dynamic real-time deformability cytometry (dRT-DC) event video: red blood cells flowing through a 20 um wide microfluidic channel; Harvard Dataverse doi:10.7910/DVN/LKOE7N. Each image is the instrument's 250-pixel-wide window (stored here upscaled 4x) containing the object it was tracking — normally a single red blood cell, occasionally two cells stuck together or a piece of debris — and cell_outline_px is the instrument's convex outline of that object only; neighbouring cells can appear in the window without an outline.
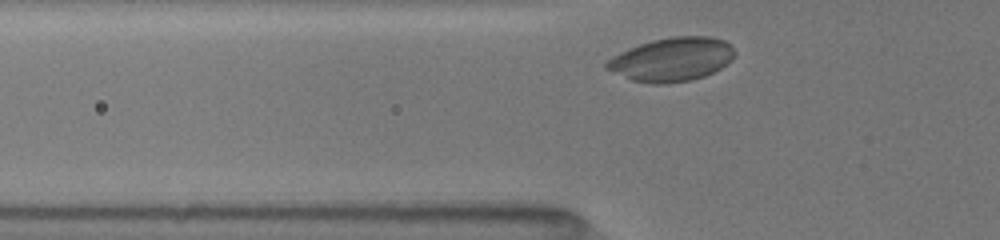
{"species": "common noctule bat (a hibernating species)", "species_latin": "Nyctalus noctula", "temperature_condition": "room temperature", "stored_images_in_passage": 28, "camera_frame_rate_fps": 3000, "um_per_image_px": 0.085, "animal": {"sex": "female", "body_mass_g": 19.5, "forearm_length_mm": 54.1}, "frame": {"image": 1, "passage_image": 2, "time_ms": 0.333, "image_size_px": [1000, 240], "cell_outline_px": [[736, 52], [732, 60], [720, 68], [704, 76], [692, 80], [668, 84], [652, 84], [632, 80], [604, 68], [604, 64], [608, 60], [620, 52], [640, 44], [652, 40], [672, 36], [712, 36], [724, 40]], "centroid_in_image_um": [57.11, 5.05], "position_along_channel_um": 68.7, "area_um2": 32.6}}
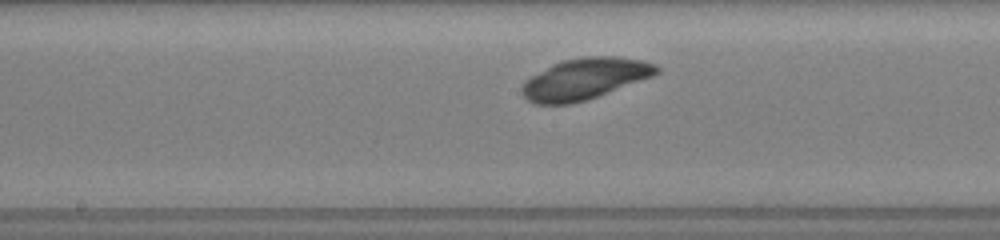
{"frame": {"image": 2, "passage_image": 12, "time_ms": 3.667, "image_size_px": [1000, 240], "cell_outline_px": [[660, 72], [652, 76], [588, 100], [572, 104], [536, 104], [528, 100], [520, 92], [520, 88], [532, 76], [552, 64], [560, 60], [580, 56], [616, 56], [644, 60], [656, 64], [660, 68]], "centroid_in_image_um": [49.73, 6.69], "position_along_channel_um": 198.5, "area_um2": 32.48}}
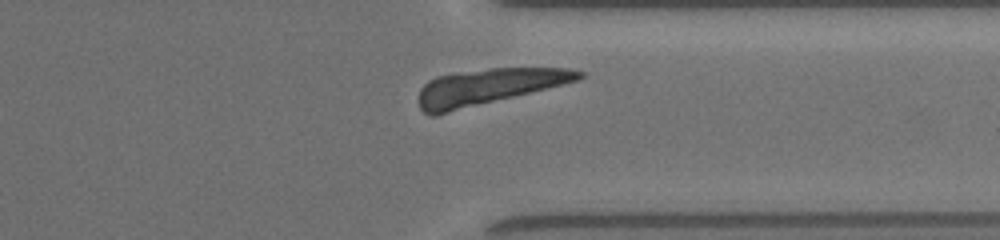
{"frame": {"image": 3, "passage_image": 25, "time_ms": 8.0, "image_size_px": [1000, 240], "cell_outline_px": [[584, 76], [580, 80], [436, 116], [432, 116], [424, 112], [420, 108], [420, 88], [428, 80], [436, 76], [492, 68], [568, 68], [584, 72]], "centroid_in_image_um": [41.51, 7.38], "position_along_channel_um": 369.9, "area_um2": 33.41}}